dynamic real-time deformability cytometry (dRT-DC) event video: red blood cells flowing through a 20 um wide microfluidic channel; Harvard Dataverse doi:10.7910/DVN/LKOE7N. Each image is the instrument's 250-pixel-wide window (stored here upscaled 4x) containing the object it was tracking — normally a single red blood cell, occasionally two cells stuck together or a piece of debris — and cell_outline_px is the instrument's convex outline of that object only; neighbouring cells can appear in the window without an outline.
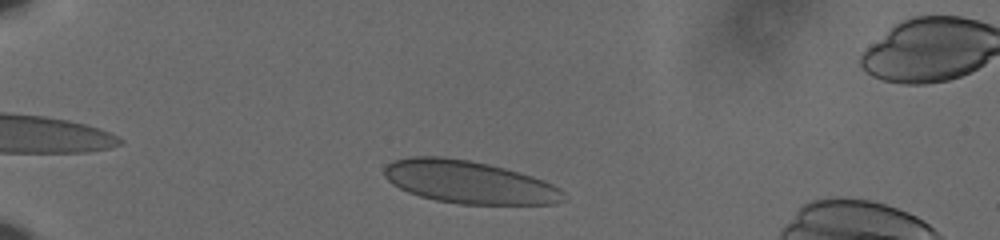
{"species": "human", "species_latin": "Homo sapiens", "temperature_condition": "cold", "stored_images_in_passage": 39, "camera_frame_rate_fps": 3000, "um_per_image_px": 0.085, "donor": {"sex": "male"}, "frame": {"image": 1, "passage_image": 4, "time_ms": 1.0, "image_size_px": [1000, 240], "cell_outline_px": [[568, 200], [556, 204], [460, 204], [436, 200], [420, 196], [408, 192], [392, 184], [384, 176], [384, 168], [392, 160], [408, 156], [444, 156], [468, 160], [488, 164], [520, 172], [544, 180], [560, 188], [568, 196]], "centroid_in_image_um": [39.89, 15.48], "position_along_channel_um": 45.1, "area_um2": 45.03}}
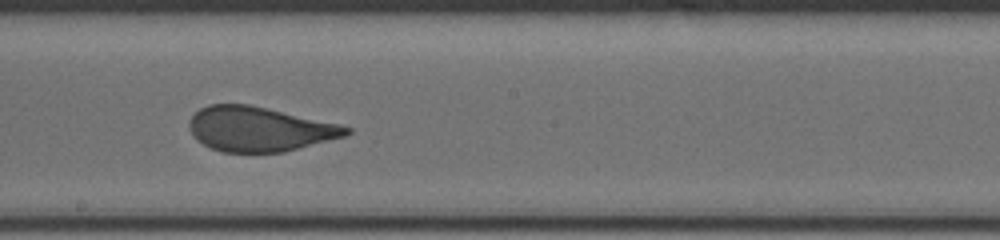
{"frame": {"image": 2, "passage_image": 23, "time_ms": 7.333, "image_size_px": [1000, 240], "cell_outline_px": [[352, 132], [344, 136], [284, 152], [220, 152], [196, 140], [188, 124], [188, 120], [200, 108], [208, 104], [248, 104], [340, 124], [352, 128]], "centroid_in_image_um": [22.03, 10.97], "position_along_channel_um": 226.2, "area_um2": 40.63}}
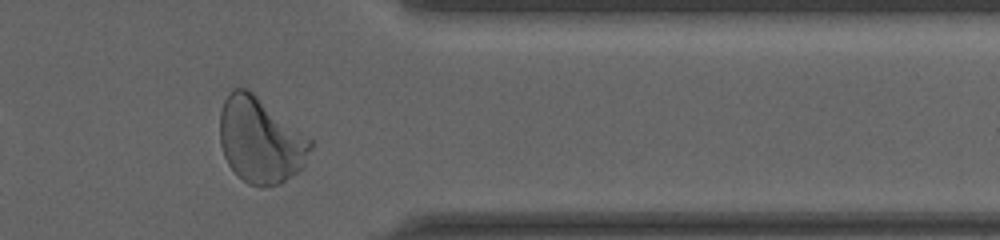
{"frame": {"image": 3, "passage_image": 37, "time_ms": 12.0, "image_size_px": [1000, 240], "cell_outline_px": [[316, 140], [300, 172], [280, 184], [248, 184], [236, 176], [228, 164], [224, 156], [220, 144], [220, 112], [224, 100], [228, 92], [232, 88], [248, 88]], "centroid_in_image_um": [22.17, 11.89], "position_along_channel_um": 389.2, "area_um2": 46.07}}